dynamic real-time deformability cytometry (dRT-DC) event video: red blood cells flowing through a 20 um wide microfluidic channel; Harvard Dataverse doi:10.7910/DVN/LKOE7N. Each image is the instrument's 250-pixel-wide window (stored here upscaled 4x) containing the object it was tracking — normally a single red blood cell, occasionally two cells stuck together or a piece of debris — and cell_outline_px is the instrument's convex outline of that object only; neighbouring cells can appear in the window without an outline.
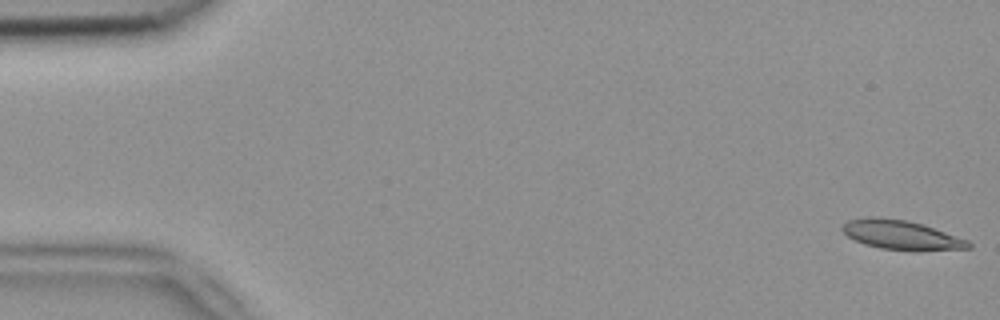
{"species": "common noctule bat (a hibernating species)", "species_latin": "Nyctalus noctula", "temperature_condition": "room temperature", "stored_images_in_passage": 4, "camera_frame_rate_fps": 3000, "um_per_image_px": 0.085, "animal": {"sex": "female", "body_mass_g": 18.4}, "frame": {"image": 1, "passage_image": 1, "time_ms": 0.0, "image_size_px": [1000, 320], "cell_outline_px": [[972, 248], [916, 252], [880, 248], [864, 244], [848, 236], [840, 228], [848, 220], [868, 216], [872, 216], [908, 220], [924, 224], [968, 240], [972, 244]], "centroid_in_image_um": [76.65, 19.98], "position_along_channel_um": 8.3, "area_um2": 21.96}}